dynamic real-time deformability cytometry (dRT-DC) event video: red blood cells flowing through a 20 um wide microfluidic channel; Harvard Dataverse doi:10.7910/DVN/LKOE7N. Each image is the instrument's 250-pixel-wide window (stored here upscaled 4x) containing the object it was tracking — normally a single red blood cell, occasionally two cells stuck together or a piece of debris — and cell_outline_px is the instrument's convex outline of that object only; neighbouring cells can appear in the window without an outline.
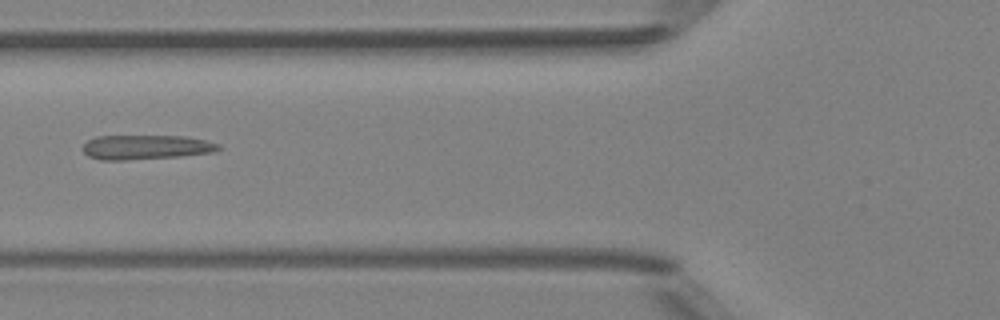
{"species": "Egyptian fruit bat (a non-hibernating species)", "species_latin": "Rousettus aegyptiacus", "temperature_condition": "room temperature", "stored_images_in_passage": 6, "camera_frame_rate_fps": 3000, "um_per_image_px": 0.085, "animal": {"sex": "female"}, "frame": {"image": 1, "passage_image": 5, "time_ms": 5.667, "image_size_px": [1000, 320], "cell_outline_px": [[224, 148], [216, 152], [180, 156], [124, 160], [100, 160], [88, 156], [80, 148], [88, 140], [96, 136], [184, 136], [204, 140], [220, 144]], "centroid_in_image_um": [12.41, 12.51], "position_along_channel_um": 113.4, "area_um2": 19.54}}
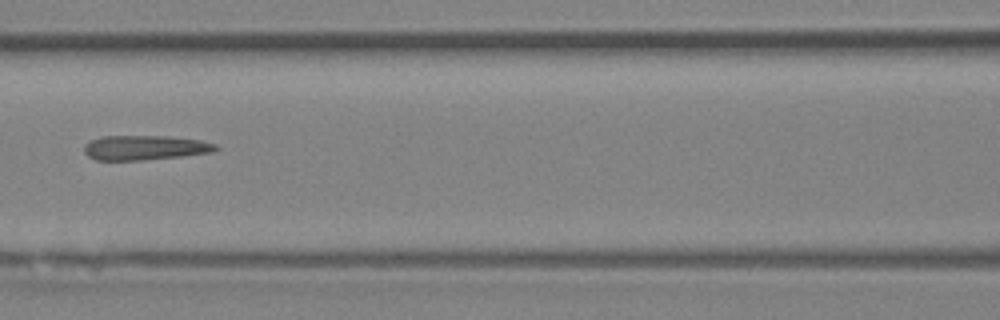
{"frame": {"image": 2, "passage_image": 6, "time_ms": 6.667, "image_size_px": [1000, 320], "cell_outline_px": [[220, 148], [212, 152], [184, 156], [140, 160], [96, 160], [88, 156], [84, 152], [84, 144], [92, 140], [104, 136], [168, 136], [200, 140], [216, 144]], "centroid_in_image_um": [12.33, 12.55], "position_along_channel_um": 154.3, "area_um2": 18.9}}